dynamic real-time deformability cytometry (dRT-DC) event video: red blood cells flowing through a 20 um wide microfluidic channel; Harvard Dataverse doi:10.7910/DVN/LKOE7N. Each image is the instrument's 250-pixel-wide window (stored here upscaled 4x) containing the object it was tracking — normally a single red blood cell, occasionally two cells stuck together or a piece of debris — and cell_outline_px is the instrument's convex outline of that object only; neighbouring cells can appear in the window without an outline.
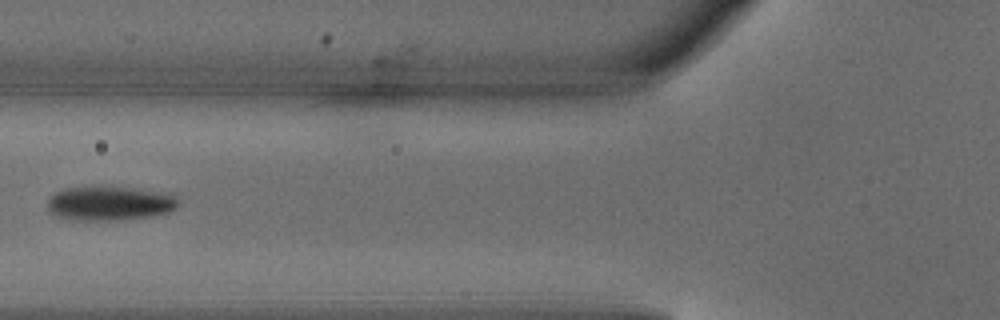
{"species": "common noctule bat (a hibernating species)", "species_latin": "Nyctalus noctula", "temperature_condition": "warm", "stored_images_in_passage": 5, "camera_frame_rate_fps": 3000, "um_per_image_px": 0.085, "animal": {"sex": "male", "body_mass_g": 18.8}, "frame": {"image": 1, "passage_image": 5, "time_ms": 1.333, "image_size_px": [1000, 320], "cell_outline_px": [[176, 208], [168, 212], [148, 216], [120, 220], [60, 220], [48, 212], [48, 200], [56, 192], [64, 188], [128, 188], [152, 192], [172, 196], [176, 200]], "centroid_in_image_um": [9.17, 17.33], "position_along_channel_um": 116.6, "area_um2": 25.32}}